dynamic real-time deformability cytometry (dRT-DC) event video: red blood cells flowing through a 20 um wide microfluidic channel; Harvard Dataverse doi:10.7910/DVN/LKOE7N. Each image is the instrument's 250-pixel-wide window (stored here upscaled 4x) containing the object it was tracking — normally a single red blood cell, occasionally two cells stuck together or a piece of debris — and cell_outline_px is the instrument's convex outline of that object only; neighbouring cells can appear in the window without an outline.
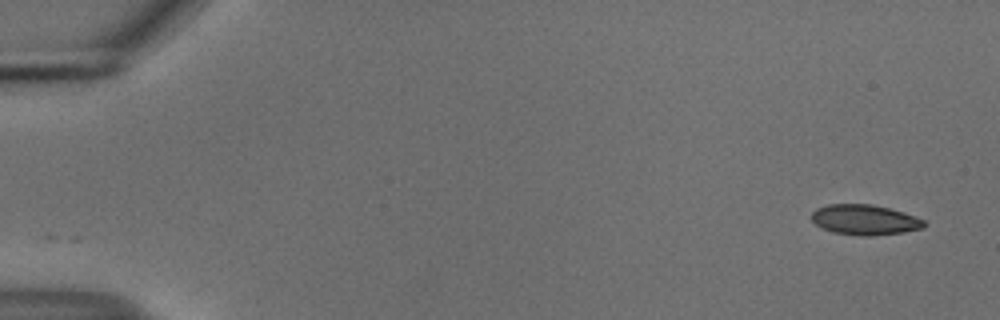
{"species": "common noctule bat (a hibernating species)", "species_latin": "Nyctalus noctula", "temperature_condition": "cold", "stored_images_in_passage": 53, "camera_frame_rate_fps": 3000, "um_per_image_px": 0.085, "animal": {"sex": "male", "body_mass_g": 18.8}, "frame": {"image": 1, "passage_image": 1, "time_ms": 0.0, "image_size_px": [1000, 320], "cell_outline_px": [[928, 224], [924, 228], [904, 232], [872, 236], [860, 236], [832, 232], [820, 228], [812, 220], [812, 212], [816, 208], [828, 204], [872, 204], [904, 212], [924, 220]], "centroid_in_image_um": [73.51, 18.69], "position_along_channel_um": 11.5, "area_um2": 20.06}}
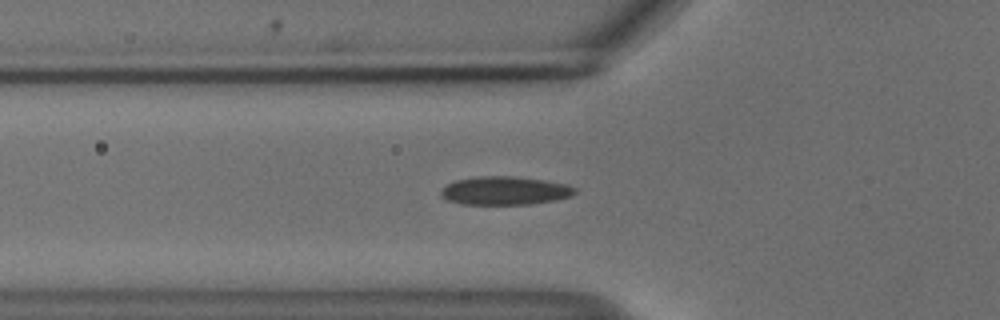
{"frame": {"image": 2, "passage_image": 18, "time_ms": 5.667, "image_size_px": [1000, 320], "cell_outline_px": [[576, 192], [572, 196], [556, 200], [528, 204], [460, 204], [448, 200], [440, 192], [448, 184], [456, 180], [480, 176], [516, 176], [544, 180], [568, 184], [576, 188]], "centroid_in_image_um": [42.97, 16.2], "position_along_channel_um": 82.8, "area_um2": 22.08}}
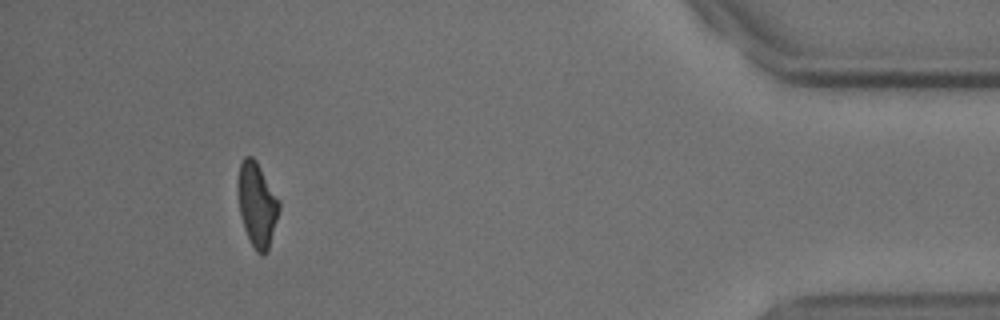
{"frame": {"image": 3, "passage_image": 49, "time_ms": 16.0, "image_size_px": [1000, 320], "cell_outline_px": [[280, 208], [268, 252], [264, 256], [260, 256], [256, 252], [244, 228], [240, 216], [236, 192], [236, 180], [240, 164], [244, 156], [252, 156], [256, 160], [280, 200]], "centroid_in_image_um": [21.83, 17.38], "position_along_channel_um": 413.4, "area_um2": 20.75}, "authors_computed_cell_mechanics": {"area_um2": 21.2126, "velocity_mm_per_s": 3.7119, "shape_relaxation_time_tau1_ms": 3.6532, "shape_relaxation_time_tau2_ms": 3.4065, "deformation_change_tau1": 0.1187, "deformation_change_tau2": 0.0734}}